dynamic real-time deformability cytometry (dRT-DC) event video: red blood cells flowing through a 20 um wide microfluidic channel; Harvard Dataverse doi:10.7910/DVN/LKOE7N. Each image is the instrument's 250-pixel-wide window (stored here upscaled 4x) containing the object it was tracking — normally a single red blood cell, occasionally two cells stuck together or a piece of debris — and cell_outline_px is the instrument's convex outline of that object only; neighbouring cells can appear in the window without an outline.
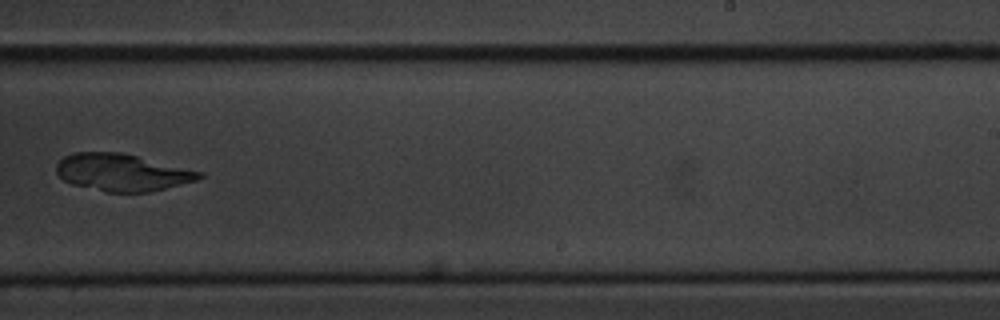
{"species": "common noctule bat (a hibernating species)", "species_latin": "Nyctalus noctula", "temperature_condition": "cold", "stored_images_in_passage": 13, "camera_frame_rate_fps": 3000, "um_per_image_px": 0.085, "animal": {"sex": "male", "body_mass_g": 20.1, "forearm_length_mm": 53.5}, "frame": {"image": 1, "passage_image": 8, "time_ms": 9.333, "image_size_px": [1000, 320], "cell_outline_px": [[204, 176], [196, 180], [148, 192], [108, 192], [72, 184], [64, 180], [56, 172], [56, 164], [64, 156], [72, 152], [120, 152], [204, 172]], "centroid_in_image_um": [10.35, 14.64], "position_along_channel_um": 278.6, "area_um2": 30.69}}
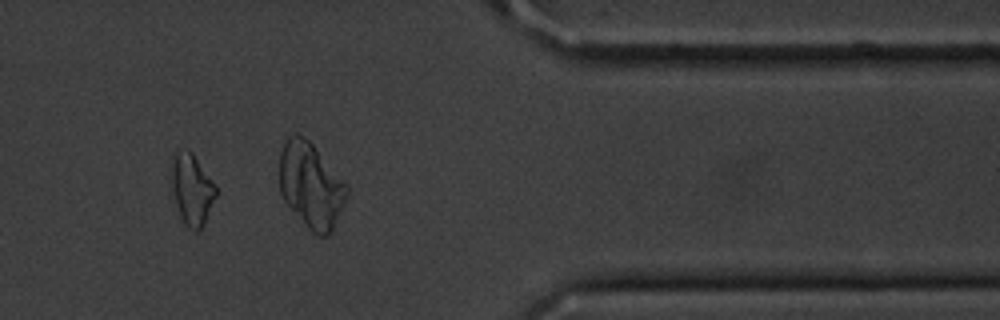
{"frame": {"image": 2, "passage_image": 11, "time_ms": 12.667, "image_size_px": [1000, 320], "cell_outline_px": [[216, 196], [200, 232], [196, 232], [188, 228], [184, 224], [180, 216], [168, 184], [168, 180], [172, 156], [176, 152], [188, 148], [192, 152], [216, 188]], "centroid_in_image_um": [16.22, 16.1], "position_along_channel_um": 395.2, "area_um2": 18.84}}